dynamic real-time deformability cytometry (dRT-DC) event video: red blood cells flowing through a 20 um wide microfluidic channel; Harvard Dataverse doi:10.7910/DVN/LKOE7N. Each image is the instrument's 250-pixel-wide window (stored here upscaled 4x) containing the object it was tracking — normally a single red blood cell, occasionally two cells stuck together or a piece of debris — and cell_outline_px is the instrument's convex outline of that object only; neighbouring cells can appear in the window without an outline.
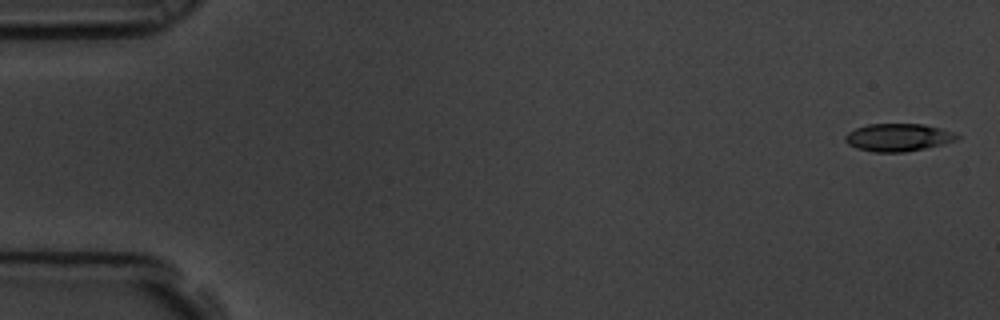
{"species": "common noctule bat (a hibernating species)", "species_latin": "Nyctalus noctula", "temperature_condition": "room temperature", "stored_images_in_passage": 9, "camera_frame_rate_fps": 3000, "um_per_image_px": 0.085, "animal": {"sex": "male", "body_mass_g": 19.5, "forearm_length_mm": 54.6}, "frame": {"image": 1, "passage_image": 1, "time_ms": 0.0, "image_size_px": [1000, 320], "cell_outline_px": [[960, 136], [956, 140], [924, 148], [904, 152], [872, 152], [856, 148], [848, 144], [844, 140], [844, 136], [848, 132], [856, 128], [868, 124], [924, 124], [956, 132]], "centroid_in_image_um": [76.32, 11.67], "position_along_channel_um": 8.7, "area_um2": 18.03}}
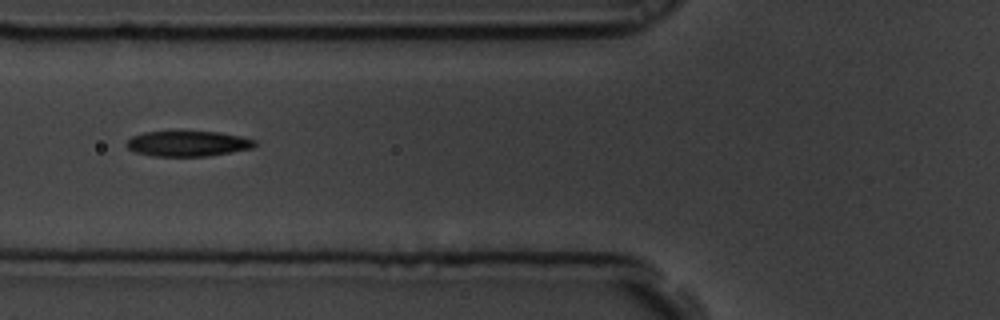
{"frame": {"image": 2, "passage_image": 7, "time_ms": 2.0, "image_size_px": [1000, 320], "cell_outline_px": [[256, 144], [252, 148], [208, 156], [152, 156], [136, 152], [128, 148], [124, 144], [132, 136], [144, 132], [176, 128], [220, 132], [240, 136], [256, 140]], "centroid_in_image_um": [15.92, 12.15], "position_along_channel_um": 109.9, "area_um2": 19.94}}
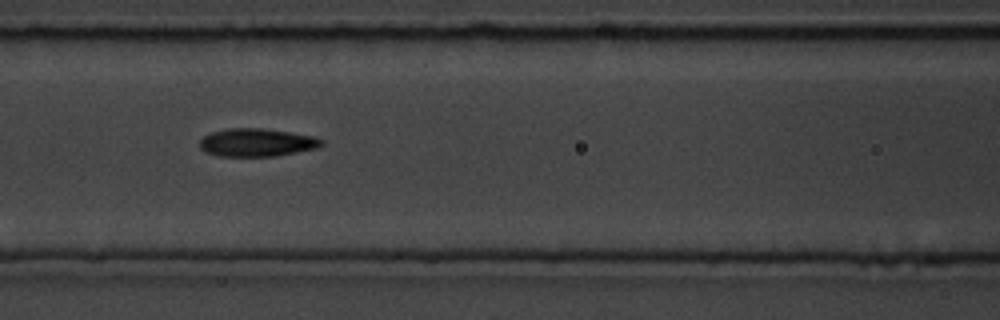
{"frame": {"image": 3, "passage_image": 8, "time_ms": 2.333, "image_size_px": [1000, 320], "cell_outline_px": [[324, 144], [316, 148], [276, 156], [216, 156], [204, 152], [200, 148], [200, 140], [204, 136], [212, 132], [228, 128], [264, 128], [316, 136], [324, 140]], "centroid_in_image_um": [21.83, 12.11], "position_along_channel_um": 144.8, "area_um2": 20.06}}